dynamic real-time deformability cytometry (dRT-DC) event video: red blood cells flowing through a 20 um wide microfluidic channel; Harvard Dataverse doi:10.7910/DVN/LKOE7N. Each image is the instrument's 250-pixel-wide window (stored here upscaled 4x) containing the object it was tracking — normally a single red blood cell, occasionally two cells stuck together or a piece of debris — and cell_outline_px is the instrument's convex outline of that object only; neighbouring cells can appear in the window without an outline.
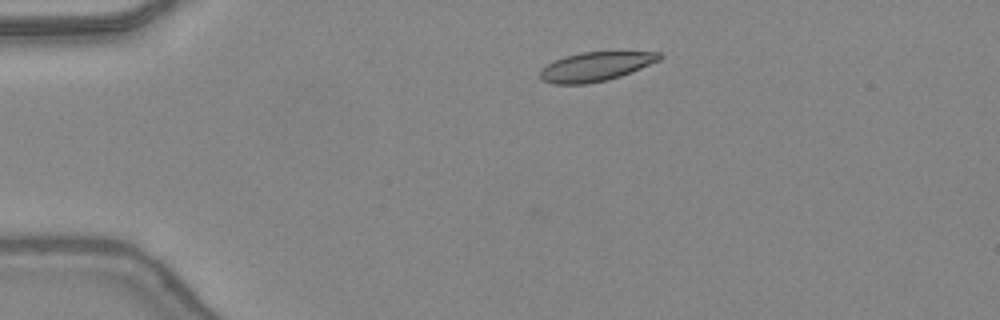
{"species": "common noctule bat (a hibernating species)", "species_latin": "Nyctalus noctula", "temperature_condition": "warm", "stored_images_in_passage": 38, "camera_frame_rate_fps": 3000, "um_per_image_px": 0.085, "animal": {"sex": "female", "body_mass_g": 24.6, "forearm_length_mm": 56.2}, "frame": {"image": 1, "passage_image": 1, "time_ms": 0.0, "image_size_px": [1000, 320], "cell_outline_px": [[664, 56], [660, 60], [620, 76], [608, 80], [588, 84], [552, 84], [540, 80], [540, 72], [548, 64], [564, 56], [580, 52], [660, 52]], "centroid_in_image_um": [50.62, 5.66], "position_along_channel_um": 34.4, "area_um2": 20.17}}
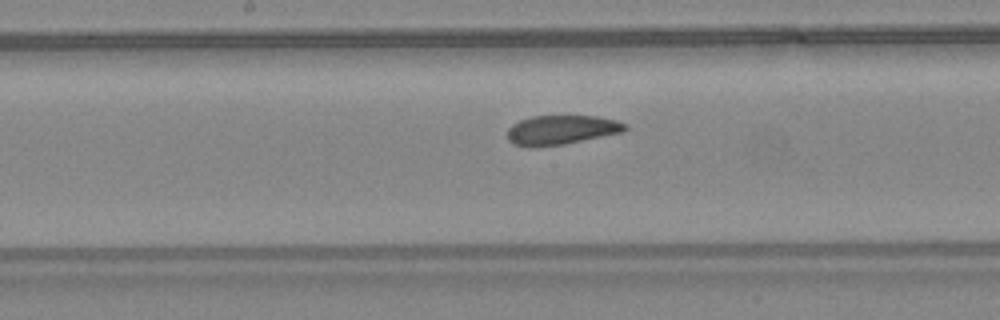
{"frame": {"image": 2, "passage_image": 16, "time_ms": 5.0, "image_size_px": [1000, 320], "cell_outline_px": [[628, 128], [624, 132], [564, 144], [532, 148], [528, 148], [512, 144], [508, 140], [508, 128], [512, 124], [520, 120], [532, 116], [596, 116], [616, 120], [628, 124]], "centroid_in_image_um": [47.7, 11.05], "position_along_channel_um": 200.5, "area_um2": 20.4}}
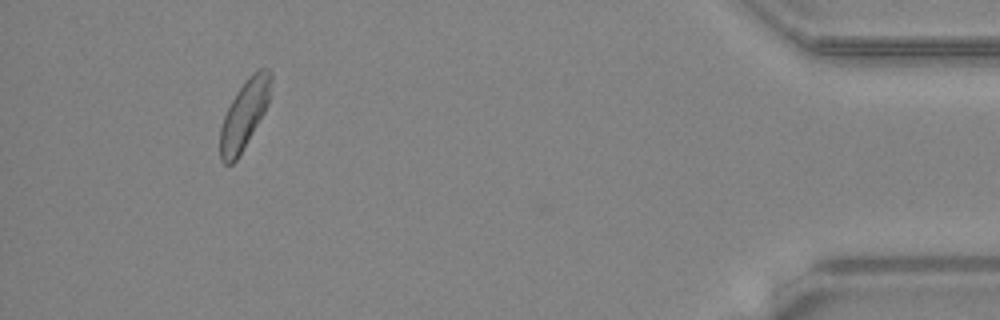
{"frame": {"image": 3, "passage_image": 35, "time_ms": 11.333, "image_size_px": [1000, 320], "cell_outline_px": [[272, 80], [268, 104], [264, 112], [236, 160], [232, 164], [224, 164], [220, 160], [220, 128], [224, 116], [236, 92], [248, 76], [252, 72], [260, 68], [272, 68]], "centroid_in_image_um": [20.78, 9.68], "position_along_channel_um": 414.4, "area_um2": 20.23}, "authors_computed_cell_mechanics": {"area_um2": 20.7502, "velocity_mm_per_s": 4.3791, "shape_relaxation_time_tau1_ms": 2.5075, "shape_relaxation_time_tau2_ms": 1.6399, "deformation_change_tau1": 0.1214, "deformation_change_tau2": 0.0891}}